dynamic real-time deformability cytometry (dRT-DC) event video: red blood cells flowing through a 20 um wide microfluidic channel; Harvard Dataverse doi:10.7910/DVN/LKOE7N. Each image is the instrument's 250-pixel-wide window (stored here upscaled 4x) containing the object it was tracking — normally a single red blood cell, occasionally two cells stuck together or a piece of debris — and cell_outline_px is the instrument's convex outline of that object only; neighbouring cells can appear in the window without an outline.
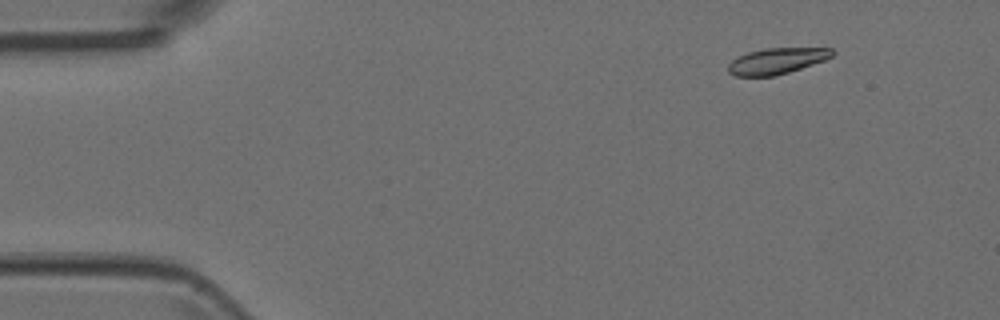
{"species": "Egyptian fruit bat (a non-hibernating species)", "species_latin": "Rousettus aegyptiacus", "temperature_condition": "room temperature", "stored_images_in_passage": 5, "camera_frame_rate_fps": 3000, "um_per_image_px": 0.085, "animal": {"sex": "female"}, "frame": {"image": 1, "passage_image": 2, "time_ms": 0.333, "image_size_px": [1000, 320], "cell_outline_px": [[836, 52], [832, 56], [824, 60], [776, 76], [736, 76], [728, 72], [728, 64], [732, 60], [748, 52], [764, 48], [832, 48]], "centroid_in_image_um": [66.02, 5.18], "position_along_channel_um": 19.0, "area_um2": 15.66}}
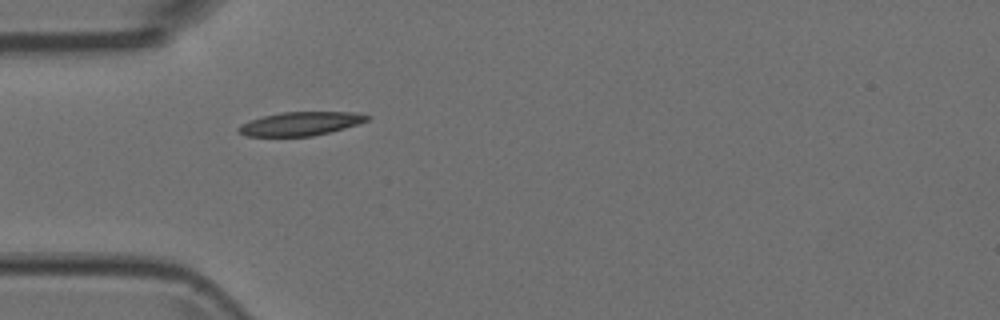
{"frame": {"image": 2, "passage_image": 5, "time_ms": 1.333, "image_size_px": [1000, 320], "cell_outline_px": [[372, 116], [368, 120], [344, 128], [312, 136], [248, 136], [240, 132], [236, 128], [240, 124], [264, 116], [280, 112], [356, 112]], "centroid_in_image_um": [25.55, 10.5], "position_along_channel_um": 59.4, "area_um2": 17.51}}